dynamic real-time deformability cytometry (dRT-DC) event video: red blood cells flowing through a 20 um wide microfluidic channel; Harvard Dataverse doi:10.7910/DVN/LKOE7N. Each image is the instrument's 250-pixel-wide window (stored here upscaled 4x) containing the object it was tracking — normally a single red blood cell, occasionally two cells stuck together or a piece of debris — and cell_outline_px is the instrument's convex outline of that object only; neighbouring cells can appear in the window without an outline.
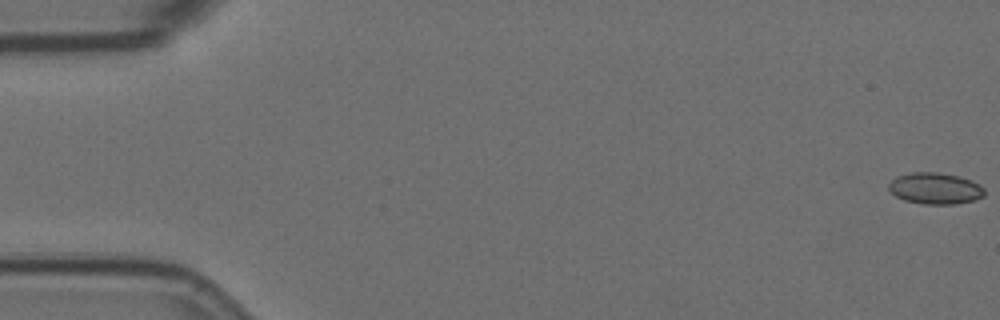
{"species": "Egyptian fruit bat (a non-hibernating species)", "species_latin": "Rousettus aegyptiacus", "temperature_condition": "room temperature", "stored_images_in_passage": 15, "camera_frame_rate_fps": 3000, "um_per_image_px": 0.085, "animal": {"sex": "female"}, "frame": {"image": 1, "passage_image": 1, "time_ms": 0.0, "image_size_px": [1000, 320], "cell_outline_px": [[984, 196], [976, 200], [956, 204], [924, 204], [904, 200], [896, 196], [888, 188], [888, 184], [896, 176], [908, 172], [936, 172], [960, 176], [972, 180], [980, 184], [984, 188]], "centroid_in_image_um": [79.51, 16.01], "position_along_channel_um": 5.5, "area_um2": 17.74}}
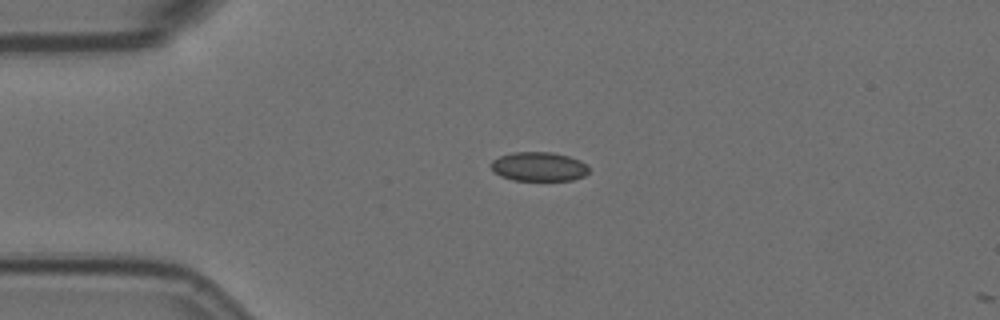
{"frame": {"image": 2, "passage_image": 14, "time_ms": 4.333, "image_size_px": [1000, 320], "cell_outline_px": [[588, 172], [584, 176], [572, 180], [512, 180], [500, 176], [492, 168], [492, 160], [500, 156], [512, 152], [552, 152], [568, 156], [580, 160], [588, 164]], "centroid_in_image_um": [45.82, 14.16], "position_along_channel_um": 39.2, "area_um2": 16.59}}